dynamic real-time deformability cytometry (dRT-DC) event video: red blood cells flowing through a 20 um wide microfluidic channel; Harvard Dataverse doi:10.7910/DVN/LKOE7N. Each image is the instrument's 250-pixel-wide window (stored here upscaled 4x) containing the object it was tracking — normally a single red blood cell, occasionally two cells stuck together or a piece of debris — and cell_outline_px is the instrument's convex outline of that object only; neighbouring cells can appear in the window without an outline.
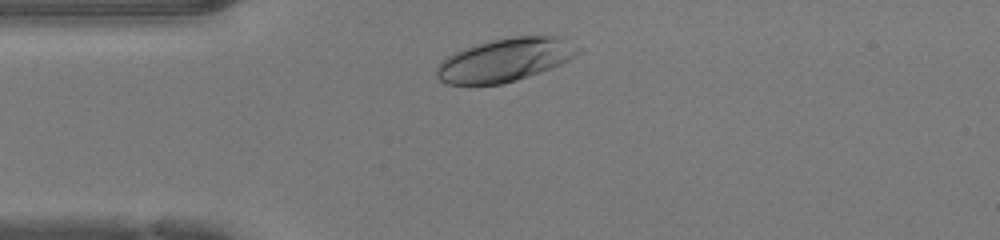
{"species": "human", "species_latin": "Homo sapiens", "temperature_condition": "warm", "stored_images_in_passage": 30, "camera_frame_rate_fps": 3000, "um_per_image_px": 0.085, "donor": {"sex": "female"}, "frame": {"image": 1, "passage_image": 3, "time_ms": 0.667, "image_size_px": [1000, 240], "cell_outline_px": [[580, 52], [576, 56], [560, 64], [528, 76], [516, 80], [500, 84], [448, 84], [440, 80], [436, 76], [436, 68], [440, 60], [464, 48], [476, 44], [512, 36], [552, 36], [580, 48]], "centroid_in_image_um": [42.87, 5.1], "position_along_channel_um": 42.1, "area_um2": 34.97}}
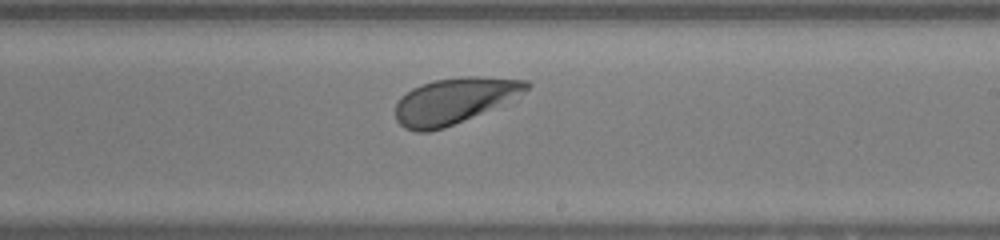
{"frame": {"image": 2, "passage_image": 19, "time_ms": 6.0, "image_size_px": [1000, 240], "cell_outline_px": [[532, 84], [528, 88], [480, 112], [444, 128], [428, 132], [416, 132], [404, 128], [396, 120], [396, 104], [400, 96], [412, 88], [420, 84], [436, 80], [464, 76], [480, 76], [528, 80]], "centroid_in_image_um": [38.48, 8.55], "position_along_channel_um": 250.5, "area_um2": 33.99}}
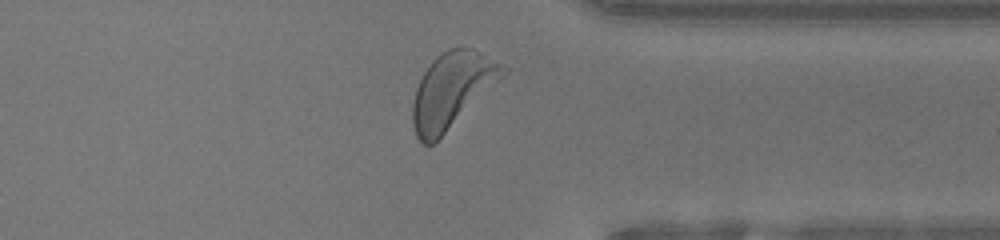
{"frame": {"image": 3, "passage_image": 28, "time_ms": 9.0, "image_size_px": [1000, 240], "cell_outline_px": [[508, 72], [504, 76], [432, 144], [424, 144], [416, 136], [412, 124], [412, 104], [416, 88], [424, 72], [432, 60], [436, 56], [448, 48], [472, 48], [508, 68]], "centroid_in_image_um": [38.39, 7.65], "position_along_channel_um": 373.0, "area_um2": 38.73}, "authors_computed_cell_mechanics": {"area_um2": 35.258, "velocity_mm_per_s": 4.26, "shape_relaxation_time_tau1_ms": 0.9862, "shape_relaxation_time_tau2_ms": 2.2742, "deformation_change_tau1": 0.1037, "deformation_change_tau2": 0.0779}}